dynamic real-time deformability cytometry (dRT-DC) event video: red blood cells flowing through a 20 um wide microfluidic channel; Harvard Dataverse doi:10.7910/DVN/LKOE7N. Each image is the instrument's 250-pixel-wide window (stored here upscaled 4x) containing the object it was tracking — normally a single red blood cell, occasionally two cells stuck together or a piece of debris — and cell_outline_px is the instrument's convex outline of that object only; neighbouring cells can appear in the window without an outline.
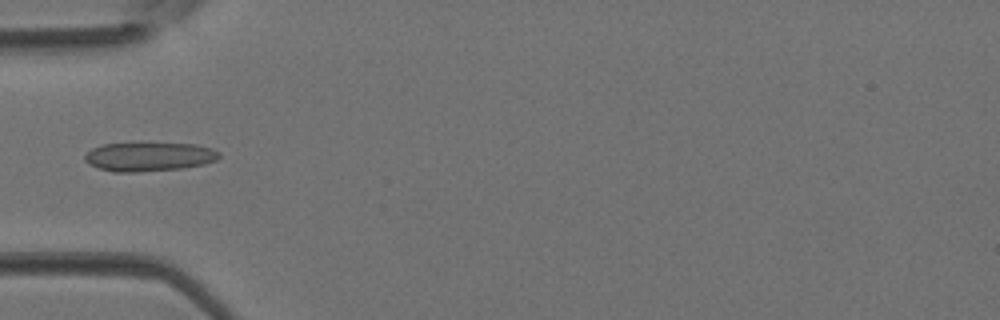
{"species": "Egyptian fruit bat (a non-hibernating species)", "species_latin": "Rousettus aegyptiacus", "temperature_condition": "room temperature", "stored_images_in_passage": 3, "camera_frame_rate_fps": 3000, "um_per_image_px": 0.085, "animal": {"sex": "female"}, "frame": {"image": 1, "passage_image": 3, "time_ms": 0.667, "image_size_px": [1000, 320], "cell_outline_px": [[220, 156], [216, 160], [204, 164], [184, 168], [140, 172], [112, 172], [96, 168], [88, 164], [84, 160], [84, 156], [92, 148], [104, 144], [140, 140], [196, 144], [212, 148], [220, 152]], "centroid_in_image_um": [12.65, 13.27], "position_along_channel_um": 72.4, "area_um2": 23.99}}